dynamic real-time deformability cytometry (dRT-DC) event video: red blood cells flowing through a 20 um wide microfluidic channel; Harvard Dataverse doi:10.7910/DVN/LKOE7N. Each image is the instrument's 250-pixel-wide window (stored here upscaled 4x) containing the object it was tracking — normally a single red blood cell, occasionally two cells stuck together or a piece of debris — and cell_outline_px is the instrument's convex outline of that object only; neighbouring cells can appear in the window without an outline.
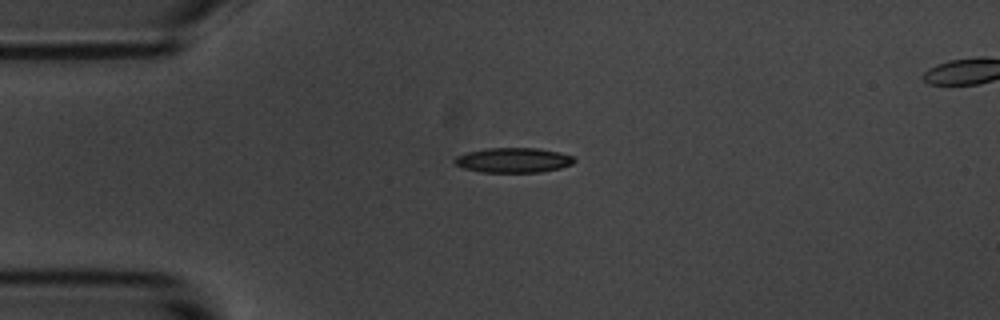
{"species": "common noctule bat (a hibernating species)", "species_latin": "Nyctalus noctula", "temperature_condition": "room temperature", "stored_images_in_passage": 44, "camera_frame_rate_fps": 3000, "um_per_image_px": 0.085, "animal": {"sex": "male", "body_mass_g": 20.1, "forearm_length_mm": 53.5}, "frame": {"image": 1, "passage_image": 1, "time_ms": 0.0, "image_size_px": [1000, 320], "cell_outline_px": [[576, 160], [572, 164], [560, 168], [540, 172], [480, 172], [464, 168], [456, 164], [452, 160], [456, 156], [468, 152], [488, 148], [540, 148], [560, 152], [572, 156]], "centroid_in_image_um": [43.64, 13.61], "position_along_channel_um": 41.4, "area_um2": 17.34}}
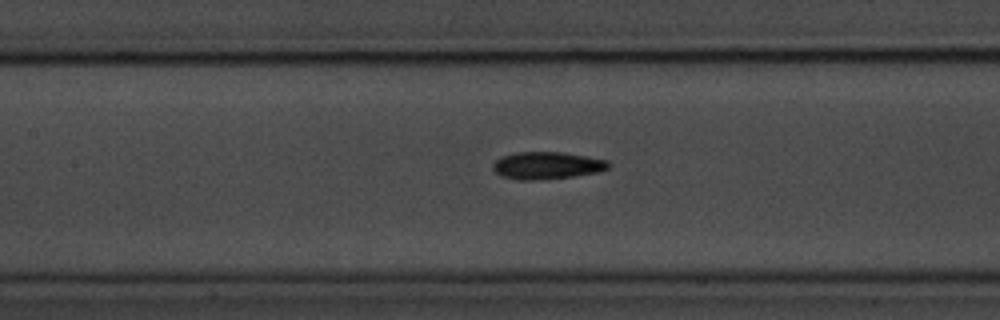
{"frame": {"image": 2, "passage_image": 13, "time_ms": 4.0, "image_size_px": [1000, 320], "cell_outline_px": [[612, 164], [608, 168], [600, 172], [572, 176], [540, 180], [520, 180], [500, 176], [492, 168], [492, 164], [500, 156], [516, 152], [560, 152], [608, 160]], "centroid_in_image_um": [46.47, 14.07], "position_along_channel_um": 160.9, "area_um2": 18.5}}
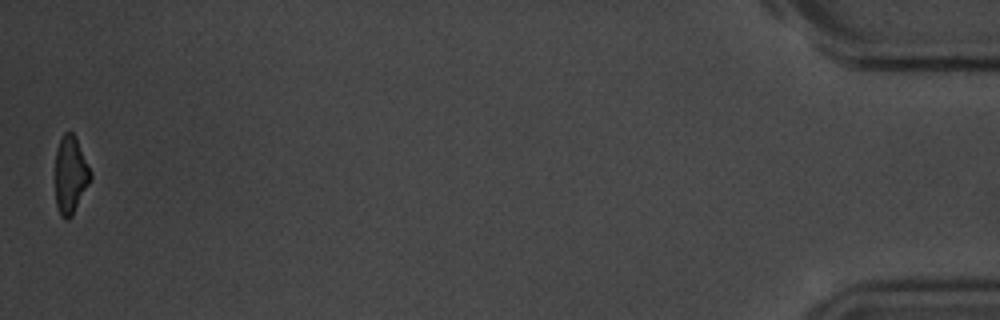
{"frame": {"image": 3, "passage_image": 44, "time_ms": 14.333, "image_size_px": [1000, 320], "cell_outline_px": [[92, 176], [72, 216], [68, 220], [64, 220], [60, 216], [56, 204], [56, 148], [64, 132], [72, 132], [76, 136], [92, 172]], "centroid_in_image_um": [5.99, 14.86], "position_along_channel_um": 429.2, "area_um2": 15.95}, "authors_computed_cell_mechanics": {"area_um2": 17.5134, "velocity_mm_per_s": 3.5265, "shape_relaxation_time_tau1_ms": 3.5861, "shape_relaxation_time_tau2_ms": 4.7614, "deformation_change_tau1": 0.1497, "deformation_change_tau2": 0.133}}